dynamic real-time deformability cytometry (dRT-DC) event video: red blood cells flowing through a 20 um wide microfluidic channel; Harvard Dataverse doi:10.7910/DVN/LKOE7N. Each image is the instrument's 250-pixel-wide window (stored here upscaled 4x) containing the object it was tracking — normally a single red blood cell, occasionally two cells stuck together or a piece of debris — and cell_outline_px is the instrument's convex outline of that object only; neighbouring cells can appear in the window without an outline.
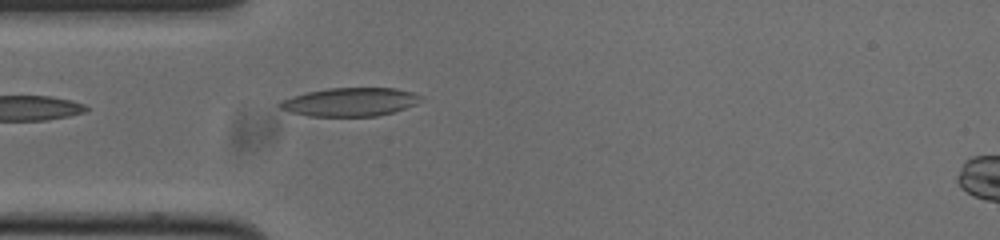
{"species": "common noctule bat (a hibernating species)", "species_latin": "Nyctalus noctula", "temperature_condition": "cold", "stored_images_in_passage": 6, "camera_frame_rate_fps": 3000, "um_per_image_px": 0.085, "animal": {"sex": "male", "body_mass_g": 20.0, "forearm_length_mm": 53.3}, "frame": {"image": 1, "passage_image": 1, "time_ms": 0.0, "image_size_px": [1000, 240], "cell_outline_px": [[424, 100], [416, 104], [392, 112], [376, 116], [308, 116], [292, 112], [280, 108], [276, 104], [292, 96], [308, 92], [328, 88], [396, 88], [412, 92], [424, 96]], "centroid_in_image_um": [29.8, 8.66], "position_along_channel_um": 55.2, "area_um2": 23.35}}